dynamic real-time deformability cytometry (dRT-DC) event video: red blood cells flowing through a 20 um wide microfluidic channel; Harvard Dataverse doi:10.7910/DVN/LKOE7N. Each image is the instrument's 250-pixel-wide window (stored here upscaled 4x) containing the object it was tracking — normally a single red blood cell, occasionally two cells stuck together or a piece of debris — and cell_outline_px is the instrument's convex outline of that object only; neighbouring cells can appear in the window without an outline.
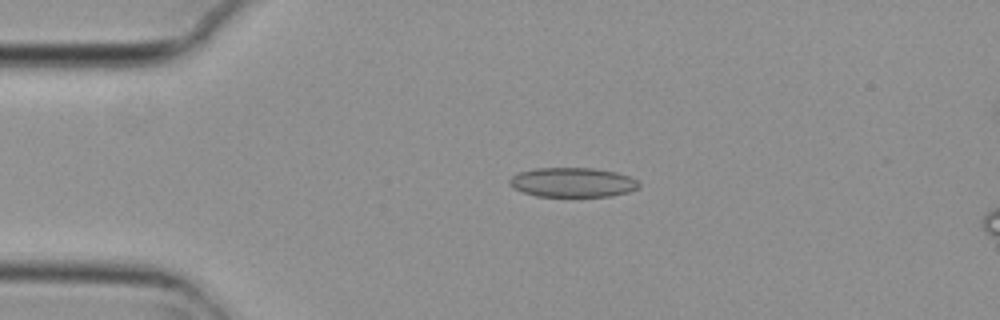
{"species": "common noctule bat (a hibernating species)", "species_latin": "Nyctalus noctula", "temperature_condition": "cold", "stored_images_in_passage": 5, "camera_frame_rate_fps": 3000, "um_per_image_px": 0.085, "animal": {"sex": "female", "body_mass_g": 29.2, "forearm_length_mm": 56.3}, "frame": {"image": 1, "passage_image": 3, "time_ms": 0.667, "image_size_px": [1000, 320], "cell_outline_px": [[640, 188], [628, 192], [612, 196], [536, 196], [512, 188], [508, 184], [508, 180], [512, 176], [520, 172], [536, 168], [592, 168], [616, 172], [628, 176], [636, 180], [640, 184]], "centroid_in_image_um": [48.66, 15.5], "position_along_channel_um": 36.3, "area_um2": 22.25}}